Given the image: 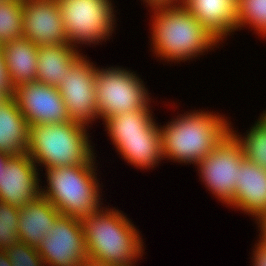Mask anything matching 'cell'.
<instances>
[{
    "mask_svg": "<svg viewBox=\"0 0 266 266\" xmlns=\"http://www.w3.org/2000/svg\"><path fill=\"white\" fill-rule=\"evenodd\" d=\"M85 125L69 121L29 126L26 153L46 169L79 166L94 159Z\"/></svg>",
    "mask_w": 266,
    "mask_h": 266,
    "instance_id": "cell-4",
    "label": "cell"
},
{
    "mask_svg": "<svg viewBox=\"0 0 266 266\" xmlns=\"http://www.w3.org/2000/svg\"><path fill=\"white\" fill-rule=\"evenodd\" d=\"M237 0H183L192 15L218 41L237 29Z\"/></svg>",
    "mask_w": 266,
    "mask_h": 266,
    "instance_id": "cell-16",
    "label": "cell"
},
{
    "mask_svg": "<svg viewBox=\"0 0 266 266\" xmlns=\"http://www.w3.org/2000/svg\"><path fill=\"white\" fill-rule=\"evenodd\" d=\"M12 266H44L37 248L18 242L5 250Z\"/></svg>",
    "mask_w": 266,
    "mask_h": 266,
    "instance_id": "cell-26",
    "label": "cell"
},
{
    "mask_svg": "<svg viewBox=\"0 0 266 266\" xmlns=\"http://www.w3.org/2000/svg\"><path fill=\"white\" fill-rule=\"evenodd\" d=\"M257 223L260 224L259 227H261L260 230L262 236L260 237L266 241V215Z\"/></svg>",
    "mask_w": 266,
    "mask_h": 266,
    "instance_id": "cell-32",
    "label": "cell"
},
{
    "mask_svg": "<svg viewBox=\"0 0 266 266\" xmlns=\"http://www.w3.org/2000/svg\"><path fill=\"white\" fill-rule=\"evenodd\" d=\"M37 250L46 266H82L87 250L81 220L61 215Z\"/></svg>",
    "mask_w": 266,
    "mask_h": 266,
    "instance_id": "cell-10",
    "label": "cell"
},
{
    "mask_svg": "<svg viewBox=\"0 0 266 266\" xmlns=\"http://www.w3.org/2000/svg\"><path fill=\"white\" fill-rule=\"evenodd\" d=\"M145 2H147L151 8L174 6L177 2L179 4L178 0H145Z\"/></svg>",
    "mask_w": 266,
    "mask_h": 266,
    "instance_id": "cell-29",
    "label": "cell"
},
{
    "mask_svg": "<svg viewBox=\"0 0 266 266\" xmlns=\"http://www.w3.org/2000/svg\"><path fill=\"white\" fill-rule=\"evenodd\" d=\"M136 74L122 68L96 69L97 111L103 120L136 110H150L148 92Z\"/></svg>",
    "mask_w": 266,
    "mask_h": 266,
    "instance_id": "cell-6",
    "label": "cell"
},
{
    "mask_svg": "<svg viewBox=\"0 0 266 266\" xmlns=\"http://www.w3.org/2000/svg\"><path fill=\"white\" fill-rule=\"evenodd\" d=\"M256 246L255 251H253V266H266V241L260 237V241Z\"/></svg>",
    "mask_w": 266,
    "mask_h": 266,
    "instance_id": "cell-28",
    "label": "cell"
},
{
    "mask_svg": "<svg viewBox=\"0 0 266 266\" xmlns=\"http://www.w3.org/2000/svg\"><path fill=\"white\" fill-rule=\"evenodd\" d=\"M23 37L38 46L69 44L57 0H23Z\"/></svg>",
    "mask_w": 266,
    "mask_h": 266,
    "instance_id": "cell-12",
    "label": "cell"
},
{
    "mask_svg": "<svg viewBox=\"0 0 266 266\" xmlns=\"http://www.w3.org/2000/svg\"><path fill=\"white\" fill-rule=\"evenodd\" d=\"M4 98V96L0 93V101Z\"/></svg>",
    "mask_w": 266,
    "mask_h": 266,
    "instance_id": "cell-34",
    "label": "cell"
},
{
    "mask_svg": "<svg viewBox=\"0 0 266 266\" xmlns=\"http://www.w3.org/2000/svg\"><path fill=\"white\" fill-rule=\"evenodd\" d=\"M75 45L59 44L39 46L36 81L58 87L70 68L82 57Z\"/></svg>",
    "mask_w": 266,
    "mask_h": 266,
    "instance_id": "cell-18",
    "label": "cell"
},
{
    "mask_svg": "<svg viewBox=\"0 0 266 266\" xmlns=\"http://www.w3.org/2000/svg\"><path fill=\"white\" fill-rule=\"evenodd\" d=\"M220 116L192 112L160 127L163 158L180 163L200 162L230 133V124Z\"/></svg>",
    "mask_w": 266,
    "mask_h": 266,
    "instance_id": "cell-3",
    "label": "cell"
},
{
    "mask_svg": "<svg viewBox=\"0 0 266 266\" xmlns=\"http://www.w3.org/2000/svg\"><path fill=\"white\" fill-rule=\"evenodd\" d=\"M35 164L27 153L8 157L0 173V201L23 207L40 195Z\"/></svg>",
    "mask_w": 266,
    "mask_h": 266,
    "instance_id": "cell-13",
    "label": "cell"
},
{
    "mask_svg": "<svg viewBox=\"0 0 266 266\" xmlns=\"http://www.w3.org/2000/svg\"><path fill=\"white\" fill-rule=\"evenodd\" d=\"M70 45L109 38L114 14L110 0H57ZM81 42V43H80ZM74 43V44H73Z\"/></svg>",
    "mask_w": 266,
    "mask_h": 266,
    "instance_id": "cell-7",
    "label": "cell"
},
{
    "mask_svg": "<svg viewBox=\"0 0 266 266\" xmlns=\"http://www.w3.org/2000/svg\"><path fill=\"white\" fill-rule=\"evenodd\" d=\"M60 216L57 208L41 195L19 207L20 242L37 248Z\"/></svg>",
    "mask_w": 266,
    "mask_h": 266,
    "instance_id": "cell-15",
    "label": "cell"
},
{
    "mask_svg": "<svg viewBox=\"0 0 266 266\" xmlns=\"http://www.w3.org/2000/svg\"><path fill=\"white\" fill-rule=\"evenodd\" d=\"M103 209L81 220L87 259L132 266L136 262L135 258L143 253L139 231L120 211L106 209L104 212Z\"/></svg>",
    "mask_w": 266,
    "mask_h": 266,
    "instance_id": "cell-1",
    "label": "cell"
},
{
    "mask_svg": "<svg viewBox=\"0 0 266 266\" xmlns=\"http://www.w3.org/2000/svg\"><path fill=\"white\" fill-rule=\"evenodd\" d=\"M114 146L131 165L154 167L162 155L160 127L154 124L143 136L122 137Z\"/></svg>",
    "mask_w": 266,
    "mask_h": 266,
    "instance_id": "cell-20",
    "label": "cell"
},
{
    "mask_svg": "<svg viewBox=\"0 0 266 266\" xmlns=\"http://www.w3.org/2000/svg\"><path fill=\"white\" fill-rule=\"evenodd\" d=\"M244 159L239 141L230 132L196 164L208 190L226 204L233 201L238 170Z\"/></svg>",
    "mask_w": 266,
    "mask_h": 266,
    "instance_id": "cell-8",
    "label": "cell"
},
{
    "mask_svg": "<svg viewBox=\"0 0 266 266\" xmlns=\"http://www.w3.org/2000/svg\"><path fill=\"white\" fill-rule=\"evenodd\" d=\"M23 37V0L0 1V46Z\"/></svg>",
    "mask_w": 266,
    "mask_h": 266,
    "instance_id": "cell-23",
    "label": "cell"
},
{
    "mask_svg": "<svg viewBox=\"0 0 266 266\" xmlns=\"http://www.w3.org/2000/svg\"><path fill=\"white\" fill-rule=\"evenodd\" d=\"M13 96L29 126L70 121L57 87L39 81L23 83L14 88Z\"/></svg>",
    "mask_w": 266,
    "mask_h": 266,
    "instance_id": "cell-11",
    "label": "cell"
},
{
    "mask_svg": "<svg viewBox=\"0 0 266 266\" xmlns=\"http://www.w3.org/2000/svg\"><path fill=\"white\" fill-rule=\"evenodd\" d=\"M10 155L0 151V173L2 171V168L5 167L6 163H7V159Z\"/></svg>",
    "mask_w": 266,
    "mask_h": 266,
    "instance_id": "cell-33",
    "label": "cell"
},
{
    "mask_svg": "<svg viewBox=\"0 0 266 266\" xmlns=\"http://www.w3.org/2000/svg\"><path fill=\"white\" fill-rule=\"evenodd\" d=\"M152 22L154 52L168 61L190 60L219 41L180 3L156 7Z\"/></svg>",
    "mask_w": 266,
    "mask_h": 266,
    "instance_id": "cell-2",
    "label": "cell"
},
{
    "mask_svg": "<svg viewBox=\"0 0 266 266\" xmlns=\"http://www.w3.org/2000/svg\"><path fill=\"white\" fill-rule=\"evenodd\" d=\"M6 70L13 88L37 79V55L39 46L25 37L3 44Z\"/></svg>",
    "mask_w": 266,
    "mask_h": 266,
    "instance_id": "cell-19",
    "label": "cell"
},
{
    "mask_svg": "<svg viewBox=\"0 0 266 266\" xmlns=\"http://www.w3.org/2000/svg\"><path fill=\"white\" fill-rule=\"evenodd\" d=\"M18 222L19 207L0 201V250L20 242Z\"/></svg>",
    "mask_w": 266,
    "mask_h": 266,
    "instance_id": "cell-25",
    "label": "cell"
},
{
    "mask_svg": "<svg viewBox=\"0 0 266 266\" xmlns=\"http://www.w3.org/2000/svg\"><path fill=\"white\" fill-rule=\"evenodd\" d=\"M0 266H12L8 255L2 250H0Z\"/></svg>",
    "mask_w": 266,
    "mask_h": 266,
    "instance_id": "cell-30",
    "label": "cell"
},
{
    "mask_svg": "<svg viewBox=\"0 0 266 266\" xmlns=\"http://www.w3.org/2000/svg\"><path fill=\"white\" fill-rule=\"evenodd\" d=\"M230 132L239 141L246 160L266 169V112L245 136L241 138L230 128Z\"/></svg>",
    "mask_w": 266,
    "mask_h": 266,
    "instance_id": "cell-22",
    "label": "cell"
},
{
    "mask_svg": "<svg viewBox=\"0 0 266 266\" xmlns=\"http://www.w3.org/2000/svg\"><path fill=\"white\" fill-rule=\"evenodd\" d=\"M0 93L6 96L14 95V88L10 82L8 72L6 70L2 47L0 46Z\"/></svg>",
    "mask_w": 266,
    "mask_h": 266,
    "instance_id": "cell-27",
    "label": "cell"
},
{
    "mask_svg": "<svg viewBox=\"0 0 266 266\" xmlns=\"http://www.w3.org/2000/svg\"><path fill=\"white\" fill-rule=\"evenodd\" d=\"M82 266H120V265H115V264H104V263H99L90 259H86L84 261V264Z\"/></svg>",
    "mask_w": 266,
    "mask_h": 266,
    "instance_id": "cell-31",
    "label": "cell"
},
{
    "mask_svg": "<svg viewBox=\"0 0 266 266\" xmlns=\"http://www.w3.org/2000/svg\"><path fill=\"white\" fill-rule=\"evenodd\" d=\"M96 69L82 55L57 87L70 121L86 126L99 117L95 91Z\"/></svg>",
    "mask_w": 266,
    "mask_h": 266,
    "instance_id": "cell-9",
    "label": "cell"
},
{
    "mask_svg": "<svg viewBox=\"0 0 266 266\" xmlns=\"http://www.w3.org/2000/svg\"><path fill=\"white\" fill-rule=\"evenodd\" d=\"M230 205L250 213L252 217L256 216L259 222L266 215V169L244 159L238 170V180Z\"/></svg>",
    "mask_w": 266,
    "mask_h": 266,
    "instance_id": "cell-14",
    "label": "cell"
},
{
    "mask_svg": "<svg viewBox=\"0 0 266 266\" xmlns=\"http://www.w3.org/2000/svg\"><path fill=\"white\" fill-rule=\"evenodd\" d=\"M29 125L19 110L14 96L0 101V151L8 155L26 153Z\"/></svg>",
    "mask_w": 266,
    "mask_h": 266,
    "instance_id": "cell-17",
    "label": "cell"
},
{
    "mask_svg": "<svg viewBox=\"0 0 266 266\" xmlns=\"http://www.w3.org/2000/svg\"><path fill=\"white\" fill-rule=\"evenodd\" d=\"M93 161L46 169L49 187L43 188L40 195L47 198L62 216L83 220L99 210V183Z\"/></svg>",
    "mask_w": 266,
    "mask_h": 266,
    "instance_id": "cell-5",
    "label": "cell"
},
{
    "mask_svg": "<svg viewBox=\"0 0 266 266\" xmlns=\"http://www.w3.org/2000/svg\"><path fill=\"white\" fill-rule=\"evenodd\" d=\"M150 110L124 112L106 118V129L115 145L122 137L143 136L154 124Z\"/></svg>",
    "mask_w": 266,
    "mask_h": 266,
    "instance_id": "cell-21",
    "label": "cell"
},
{
    "mask_svg": "<svg viewBox=\"0 0 266 266\" xmlns=\"http://www.w3.org/2000/svg\"><path fill=\"white\" fill-rule=\"evenodd\" d=\"M236 3L237 29L249 24L266 37V0H237Z\"/></svg>",
    "mask_w": 266,
    "mask_h": 266,
    "instance_id": "cell-24",
    "label": "cell"
}]
</instances>
